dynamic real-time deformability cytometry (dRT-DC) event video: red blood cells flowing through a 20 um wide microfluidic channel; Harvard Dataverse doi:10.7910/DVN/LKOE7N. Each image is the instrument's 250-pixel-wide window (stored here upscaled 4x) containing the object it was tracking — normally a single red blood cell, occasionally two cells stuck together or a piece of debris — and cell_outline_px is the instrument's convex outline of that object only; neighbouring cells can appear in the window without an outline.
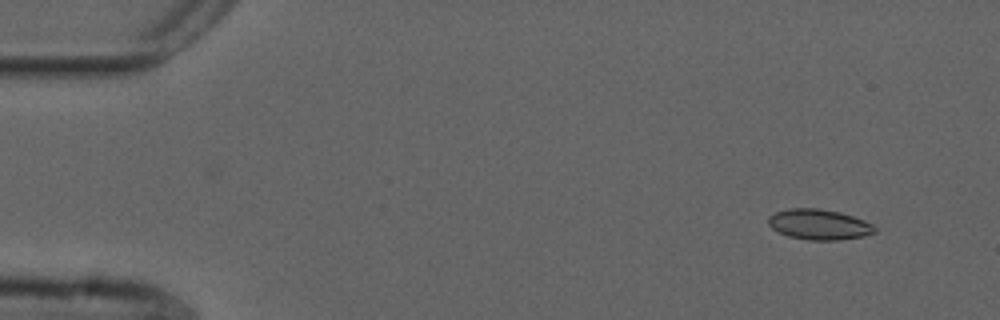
{"species": "common noctule bat (a hibernating species)", "species_latin": "Nyctalus noctula", "temperature_condition": "cold", "stored_images_in_passage": 55, "camera_frame_rate_fps": 3000, "um_per_image_px": 0.085, "animal": {"sex": "male", "forearm_length_mm": 52.5}, "frame": {"image": 1, "passage_image": 5, "time_ms": 1.333, "image_size_px": [1000, 320], "cell_outline_px": [[876, 232], [864, 236], [836, 240], [808, 240], [788, 236], [772, 228], [768, 224], [768, 216], [776, 212], [788, 208], [820, 208], [840, 212], [864, 220], [872, 224], [876, 228]], "centroid_in_image_um": [69.61, 19.07], "position_along_channel_um": 15.4, "area_um2": 18.9}}
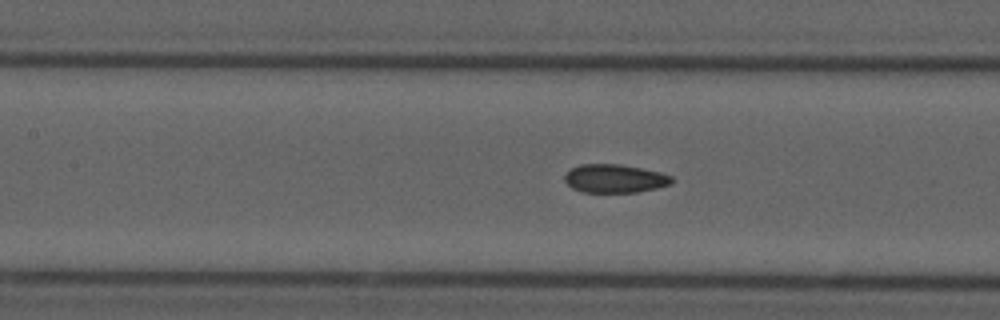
{"frame": {"image": 2, "passage_image": 25, "time_ms": 8.0, "image_size_px": [1000, 320], "cell_outline_px": [[672, 184], [656, 188], [636, 192], [584, 192], [572, 188], [564, 180], [564, 176], [572, 168], [580, 164], [620, 164], [660, 172], [672, 176]], "centroid_in_image_um": [52.25, 15.17], "position_along_channel_um": 155.1, "area_um2": 17.63}}
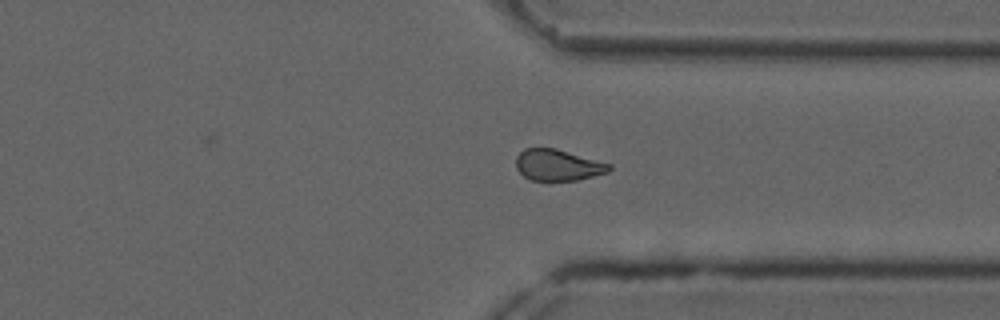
{"frame": {"image": 3, "passage_image": 42, "time_ms": 13.667, "image_size_px": [1000, 320], "cell_outline_px": [[612, 168], [608, 172], [576, 180], [532, 180], [524, 176], [516, 168], [516, 156], [524, 148], [556, 148], [612, 164]], "centroid_in_image_um": [47.42, 14.02], "position_along_channel_um": 364.0, "area_um2": 16.94}, "authors_computed_cell_mechanics": {"area_um2": 17.9758, "velocity_mm_per_s": 3.6926, "shape_relaxation_time_tau1_ms": null, "shape_relaxation_time_tau2_ms": 3.5432, "deformation_change_tau1": null, "deformation_change_tau2": 0.0836}}